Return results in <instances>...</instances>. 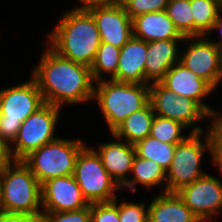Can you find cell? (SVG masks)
<instances>
[{
  "label": "cell",
  "instance_id": "1",
  "mask_svg": "<svg viewBox=\"0 0 222 222\" xmlns=\"http://www.w3.org/2000/svg\"><path fill=\"white\" fill-rule=\"evenodd\" d=\"M46 42L40 60L31 70L45 103L62 106L93 102L94 80L89 66L60 56ZM46 46V47H45Z\"/></svg>",
  "mask_w": 222,
  "mask_h": 222
},
{
  "label": "cell",
  "instance_id": "2",
  "mask_svg": "<svg viewBox=\"0 0 222 222\" xmlns=\"http://www.w3.org/2000/svg\"><path fill=\"white\" fill-rule=\"evenodd\" d=\"M56 25L48 32L46 44L60 56L90 67L101 44L92 14L88 10L69 9Z\"/></svg>",
  "mask_w": 222,
  "mask_h": 222
},
{
  "label": "cell",
  "instance_id": "3",
  "mask_svg": "<svg viewBox=\"0 0 222 222\" xmlns=\"http://www.w3.org/2000/svg\"><path fill=\"white\" fill-rule=\"evenodd\" d=\"M0 214H42L41 183L22 160H14L1 172Z\"/></svg>",
  "mask_w": 222,
  "mask_h": 222
},
{
  "label": "cell",
  "instance_id": "4",
  "mask_svg": "<svg viewBox=\"0 0 222 222\" xmlns=\"http://www.w3.org/2000/svg\"><path fill=\"white\" fill-rule=\"evenodd\" d=\"M96 101L111 134L130 114L149 102V84L101 80L94 84Z\"/></svg>",
  "mask_w": 222,
  "mask_h": 222
},
{
  "label": "cell",
  "instance_id": "5",
  "mask_svg": "<svg viewBox=\"0 0 222 222\" xmlns=\"http://www.w3.org/2000/svg\"><path fill=\"white\" fill-rule=\"evenodd\" d=\"M45 104L36 80L0 90V135L11 145L17 137L21 123Z\"/></svg>",
  "mask_w": 222,
  "mask_h": 222
},
{
  "label": "cell",
  "instance_id": "6",
  "mask_svg": "<svg viewBox=\"0 0 222 222\" xmlns=\"http://www.w3.org/2000/svg\"><path fill=\"white\" fill-rule=\"evenodd\" d=\"M205 150L209 152L213 165L211 138L207 130L206 134L204 132L191 133L184 141L176 145L171 165L166 170V192L176 193L182 187L207 174L201 169Z\"/></svg>",
  "mask_w": 222,
  "mask_h": 222
},
{
  "label": "cell",
  "instance_id": "7",
  "mask_svg": "<svg viewBox=\"0 0 222 222\" xmlns=\"http://www.w3.org/2000/svg\"><path fill=\"white\" fill-rule=\"evenodd\" d=\"M85 145L79 138L59 137L32 151L22 161L42 185L52 178L73 175L77 156Z\"/></svg>",
  "mask_w": 222,
  "mask_h": 222
},
{
  "label": "cell",
  "instance_id": "8",
  "mask_svg": "<svg viewBox=\"0 0 222 222\" xmlns=\"http://www.w3.org/2000/svg\"><path fill=\"white\" fill-rule=\"evenodd\" d=\"M73 176L89 203L112 202L121 187L104 168L98 153L87 144L77 156Z\"/></svg>",
  "mask_w": 222,
  "mask_h": 222
},
{
  "label": "cell",
  "instance_id": "9",
  "mask_svg": "<svg viewBox=\"0 0 222 222\" xmlns=\"http://www.w3.org/2000/svg\"><path fill=\"white\" fill-rule=\"evenodd\" d=\"M61 110L59 106L45 103L21 123L16 139L10 145L14 160H23L32 151L58 138L55 131Z\"/></svg>",
  "mask_w": 222,
  "mask_h": 222
},
{
  "label": "cell",
  "instance_id": "10",
  "mask_svg": "<svg viewBox=\"0 0 222 222\" xmlns=\"http://www.w3.org/2000/svg\"><path fill=\"white\" fill-rule=\"evenodd\" d=\"M184 42L189 44L180 52L179 62L216 91L221 82L222 49L206 35L185 37Z\"/></svg>",
  "mask_w": 222,
  "mask_h": 222
},
{
  "label": "cell",
  "instance_id": "11",
  "mask_svg": "<svg viewBox=\"0 0 222 222\" xmlns=\"http://www.w3.org/2000/svg\"><path fill=\"white\" fill-rule=\"evenodd\" d=\"M176 193L201 222H211L214 216H221L222 181L216 176L207 173Z\"/></svg>",
  "mask_w": 222,
  "mask_h": 222
},
{
  "label": "cell",
  "instance_id": "12",
  "mask_svg": "<svg viewBox=\"0 0 222 222\" xmlns=\"http://www.w3.org/2000/svg\"><path fill=\"white\" fill-rule=\"evenodd\" d=\"M41 192L42 212L75 211L90 205L73 175L49 179Z\"/></svg>",
  "mask_w": 222,
  "mask_h": 222
},
{
  "label": "cell",
  "instance_id": "13",
  "mask_svg": "<svg viewBox=\"0 0 222 222\" xmlns=\"http://www.w3.org/2000/svg\"><path fill=\"white\" fill-rule=\"evenodd\" d=\"M88 11L98 27L101 42L122 48L133 37L132 19L119 1L110 6L93 7Z\"/></svg>",
  "mask_w": 222,
  "mask_h": 222
},
{
  "label": "cell",
  "instance_id": "14",
  "mask_svg": "<svg viewBox=\"0 0 222 222\" xmlns=\"http://www.w3.org/2000/svg\"><path fill=\"white\" fill-rule=\"evenodd\" d=\"M160 82L177 96L195 100L209 115L215 110L204 101L215 90L180 62L173 65Z\"/></svg>",
  "mask_w": 222,
  "mask_h": 222
},
{
  "label": "cell",
  "instance_id": "15",
  "mask_svg": "<svg viewBox=\"0 0 222 222\" xmlns=\"http://www.w3.org/2000/svg\"><path fill=\"white\" fill-rule=\"evenodd\" d=\"M114 141H107L92 147L99 155L104 168L110 176L122 187L130 176L133 160L136 155L135 146L111 133Z\"/></svg>",
  "mask_w": 222,
  "mask_h": 222
},
{
  "label": "cell",
  "instance_id": "16",
  "mask_svg": "<svg viewBox=\"0 0 222 222\" xmlns=\"http://www.w3.org/2000/svg\"><path fill=\"white\" fill-rule=\"evenodd\" d=\"M184 39H169L147 42V59L145 62V84L160 82L165 73L180 60Z\"/></svg>",
  "mask_w": 222,
  "mask_h": 222
},
{
  "label": "cell",
  "instance_id": "17",
  "mask_svg": "<svg viewBox=\"0 0 222 222\" xmlns=\"http://www.w3.org/2000/svg\"><path fill=\"white\" fill-rule=\"evenodd\" d=\"M147 42L132 37L122 48L116 73V81L145 84Z\"/></svg>",
  "mask_w": 222,
  "mask_h": 222
},
{
  "label": "cell",
  "instance_id": "18",
  "mask_svg": "<svg viewBox=\"0 0 222 222\" xmlns=\"http://www.w3.org/2000/svg\"><path fill=\"white\" fill-rule=\"evenodd\" d=\"M133 36L146 42L184 39L168 17L166 11H154L132 19Z\"/></svg>",
  "mask_w": 222,
  "mask_h": 222
},
{
  "label": "cell",
  "instance_id": "19",
  "mask_svg": "<svg viewBox=\"0 0 222 222\" xmlns=\"http://www.w3.org/2000/svg\"><path fill=\"white\" fill-rule=\"evenodd\" d=\"M148 204V222H201L177 193H158Z\"/></svg>",
  "mask_w": 222,
  "mask_h": 222
},
{
  "label": "cell",
  "instance_id": "20",
  "mask_svg": "<svg viewBox=\"0 0 222 222\" xmlns=\"http://www.w3.org/2000/svg\"><path fill=\"white\" fill-rule=\"evenodd\" d=\"M130 175L132 179H128L121 189L127 188L135 193L139 184L147 191L158 187L162 190L159 193L166 192V170L153 160L135 155Z\"/></svg>",
  "mask_w": 222,
  "mask_h": 222
},
{
  "label": "cell",
  "instance_id": "21",
  "mask_svg": "<svg viewBox=\"0 0 222 222\" xmlns=\"http://www.w3.org/2000/svg\"><path fill=\"white\" fill-rule=\"evenodd\" d=\"M155 113L150 102L133 112L112 132L117 138L135 145L150 135Z\"/></svg>",
  "mask_w": 222,
  "mask_h": 222
},
{
  "label": "cell",
  "instance_id": "22",
  "mask_svg": "<svg viewBox=\"0 0 222 222\" xmlns=\"http://www.w3.org/2000/svg\"><path fill=\"white\" fill-rule=\"evenodd\" d=\"M121 48L110 43L101 42L95 59L90 66L94 82L101 80H115ZM105 75V76H104ZM107 76V78H105Z\"/></svg>",
  "mask_w": 222,
  "mask_h": 222
},
{
  "label": "cell",
  "instance_id": "23",
  "mask_svg": "<svg viewBox=\"0 0 222 222\" xmlns=\"http://www.w3.org/2000/svg\"><path fill=\"white\" fill-rule=\"evenodd\" d=\"M194 19V36L207 35L222 9V0H190Z\"/></svg>",
  "mask_w": 222,
  "mask_h": 222
},
{
  "label": "cell",
  "instance_id": "24",
  "mask_svg": "<svg viewBox=\"0 0 222 222\" xmlns=\"http://www.w3.org/2000/svg\"><path fill=\"white\" fill-rule=\"evenodd\" d=\"M209 119V114L193 99L177 96L173 120L184 124L191 133L205 132L197 123ZM195 125V126H194Z\"/></svg>",
  "mask_w": 222,
  "mask_h": 222
},
{
  "label": "cell",
  "instance_id": "25",
  "mask_svg": "<svg viewBox=\"0 0 222 222\" xmlns=\"http://www.w3.org/2000/svg\"><path fill=\"white\" fill-rule=\"evenodd\" d=\"M136 155L153 160L167 170L172 162L176 145L161 142L151 136L138 141L135 145Z\"/></svg>",
  "mask_w": 222,
  "mask_h": 222
},
{
  "label": "cell",
  "instance_id": "26",
  "mask_svg": "<svg viewBox=\"0 0 222 222\" xmlns=\"http://www.w3.org/2000/svg\"><path fill=\"white\" fill-rule=\"evenodd\" d=\"M186 129L188 132V128L181 122L155 115L149 136L161 142L177 145L191 135L190 131L183 134Z\"/></svg>",
  "mask_w": 222,
  "mask_h": 222
},
{
  "label": "cell",
  "instance_id": "27",
  "mask_svg": "<svg viewBox=\"0 0 222 222\" xmlns=\"http://www.w3.org/2000/svg\"><path fill=\"white\" fill-rule=\"evenodd\" d=\"M165 11L182 36H194V19L190 0H169Z\"/></svg>",
  "mask_w": 222,
  "mask_h": 222
},
{
  "label": "cell",
  "instance_id": "28",
  "mask_svg": "<svg viewBox=\"0 0 222 222\" xmlns=\"http://www.w3.org/2000/svg\"><path fill=\"white\" fill-rule=\"evenodd\" d=\"M177 95L161 82L149 84V102L155 115L173 120Z\"/></svg>",
  "mask_w": 222,
  "mask_h": 222
},
{
  "label": "cell",
  "instance_id": "29",
  "mask_svg": "<svg viewBox=\"0 0 222 222\" xmlns=\"http://www.w3.org/2000/svg\"><path fill=\"white\" fill-rule=\"evenodd\" d=\"M212 118V119H211ZM211 119L210 127L207 132L211 138L212 144V161L214 167H218L219 173L222 174V113L216 109L209 115Z\"/></svg>",
  "mask_w": 222,
  "mask_h": 222
},
{
  "label": "cell",
  "instance_id": "30",
  "mask_svg": "<svg viewBox=\"0 0 222 222\" xmlns=\"http://www.w3.org/2000/svg\"><path fill=\"white\" fill-rule=\"evenodd\" d=\"M116 197L113 201L118 205L120 222H148V205L146 203H134L119 201Z\"/></svg>",
  "mask_w": 222,
  "mask_h": 222
},
{
  "label": "cell",
  "instance_id": "31",
  "mask_svg": "<svg viewBox=\"0 0 222 222\" xmlns=\"http://www.w3.org/2000/svg\"><path fill=\"white\" fill-rule=\"evenodd\" d=\"M124 7L131 19L136 16L154 12L164 11L169 0H118Z\"/></svg>",
  "mask_w": 222,
  "mask_h": 222
},
{
  "label": "cell",
  "instance_id": "32",
  "mask_svg": "<svg viewBox=\"0 0 222 222\" xmlns=\"http://www.w3.org/2000/svg\"><path fill=\"white\" fill-rule=\"evenodd\" d=\"M41 222H91L90 205L75 211L42 212Z\"/></svg>",
  "mask_w": 222,
  "mask_h": 222
},
{
  "label": "cell",
  "instance_id": "33",
  "mask_svg": "<svg viewBox=\"0 0 222 222\" xmlns=\"http://www.w3.org/2000/svg\"><path fill=\"white\" fill-rule=\"evenodd\" d=\"M91 222H120L118 205L112 202L90 203Z\"/></svg>",
  "mask_w": 222,
  "mask_h": 222
},
{
  "label": "cell",
  "instance_id": "34",
  "mask_svg": "<svg viewBox=\"0 0 222 222\" xmlns=\"http://www.w3.org/2000/svg\"><path fill=\"white\" fill-rule=\"evenodd\" d=\"M13 161L10 144L0 135V170H3Z\"/></svg>",
  "mask_w": 222,
  "mask_h": 222
},
{
  "label": "cell",
  "instance_id": "35",
  "mask_svg": "<svg viewBox=\"0 0 222 222\" xmlns=\"http://www.w3.org/2000/svg\"><path fill=\"white\" fill-rule=\"evenodd\" d=\"M0 222H41V215L0 214Z\"/></svg>",
  "mask_w": 222,
  "mask_h": 222
},
{
  "label": "cell",
  "instance_id": "36",
  "mask_svg": "<svg viewBox=\"0 0 222 222\" xmlns=\"http://www.w3.org/2000/svg\"><path fill=\"white\" fill-rule=\"evenodd\" d=\"M81 1V6L74 7V10H89L93 7L110 6L115 4L118 0H78Z\"/></svg>",
  "mask_w": 222,
  "mask_h": 222
},
{
  "label": "cell",
  "instance_id": "37",
  "mask_svg": "<svg viewBox=\"0 0 222 222\" xmlns=\"http://www.w3.org/2000/svg\"><path fill=\"white\" fill-rule=\"evenodd\" d=\"M214 31H217V32L220 33V36H221L220 40L219 41L218 40H213V39H210V40L222 49V9L218 12L216 21L213 24L210 32L206 36L207 37L211 36L212 32H214Z\"/></svg>",
  "mask_w": 222,
  "mask_h": 222
}]
</instances>
